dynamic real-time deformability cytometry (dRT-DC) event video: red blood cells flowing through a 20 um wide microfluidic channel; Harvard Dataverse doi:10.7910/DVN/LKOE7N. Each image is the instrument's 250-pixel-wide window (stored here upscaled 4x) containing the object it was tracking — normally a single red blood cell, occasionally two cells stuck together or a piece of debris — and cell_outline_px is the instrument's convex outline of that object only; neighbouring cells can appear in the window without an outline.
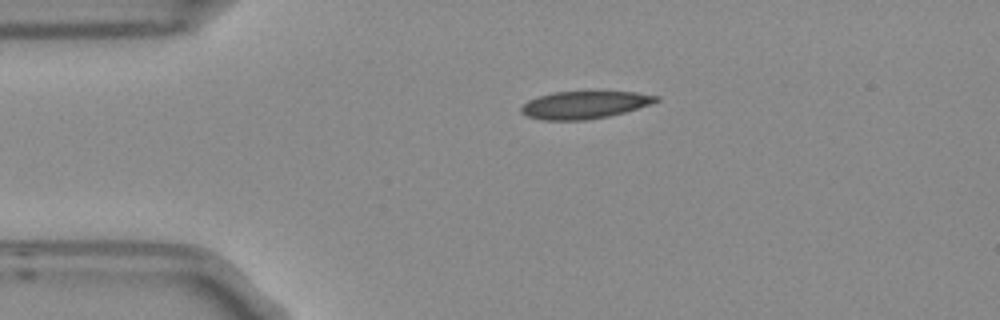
{"species": "Egyptian fruit bat (a non-hibernating species)", "species_latin": "Rousettus aegyptiacus", "temperature_condition": "room temperature", "stored_images_in_passage": 2, "camera_frame_rate_fps": 3000, "um_per_image_px": 0.085, "frame": {"image": 1, "passage_image": 1, "time_ms": 0.0, "image_size_px": [1000, 320], "cell_outline_px": [[660, 100], [652, 104], [624, 112], [608, 116], [584, 120], [540, 120], [528, 116], [520, 112], [520, 108], [528, 100], [552, 92], [636, 92], [660, 96]], "centroid_in_image_um": [49.69, 8.91], "position_along_channel_um": 35.3, "area_um2": 21.56}}